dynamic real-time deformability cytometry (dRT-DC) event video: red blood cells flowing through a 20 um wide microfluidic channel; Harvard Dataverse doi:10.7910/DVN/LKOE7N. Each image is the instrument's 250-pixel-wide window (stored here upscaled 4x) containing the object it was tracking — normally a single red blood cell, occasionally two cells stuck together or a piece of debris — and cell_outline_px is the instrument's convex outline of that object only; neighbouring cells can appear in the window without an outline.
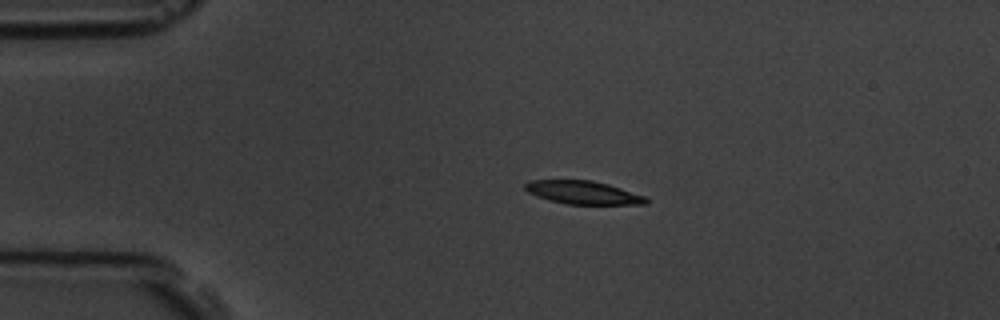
{"species": "common noctule bat (a hibernating species)", "species_latin": "Nyctalus noctula", "temperature_condition": "room temperature", "stored_images_in_passage": 3, "camera_frame_rate_fps": 3000, "um_per_image_px": 0.085, "animal": {"sex": "male", "body_mass_g": 19.5, "forearm_length_mm": 54.6}, "frame": {"image": 1, "passage_image": 2, "time_ms": 1.0, "image_size_px": [1000, 320], "cell_outline_px": [[648, 204], [568, 204], [536, 196], [528, 192], [524, 188], [524, 184], [528, 180], [592, 180], [608, 184], [644, 196], [648, 200]], "centroid_in_image_um": [49.53, 16.35], "position_along_channel_um": 35.5, "area_um2": 16.18}}